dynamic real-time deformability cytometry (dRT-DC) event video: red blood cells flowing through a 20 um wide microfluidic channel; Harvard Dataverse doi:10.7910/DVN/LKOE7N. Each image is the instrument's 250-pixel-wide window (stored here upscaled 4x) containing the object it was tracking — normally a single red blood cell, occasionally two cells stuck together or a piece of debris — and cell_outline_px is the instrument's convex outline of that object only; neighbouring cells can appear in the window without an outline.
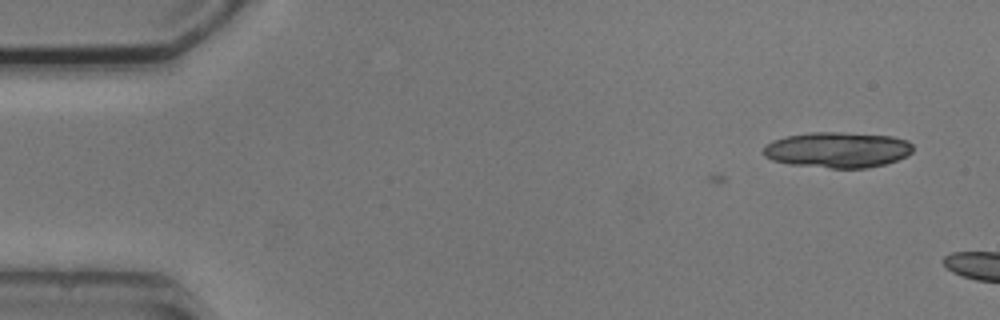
{"species": "common noctule bat (a hibernating species)", "species_latin": "Nyctalus noctula", "temperature_condition": "cold", "stored_images_in_passage": 3, "camera_frame_rate_fps": 3000, "um_per_image_px": 0.085, "animal": {"sex": "male", "body_mass_g": 20.5, "forearm_length_mm": 52.5}, "frame": {"image": 1, "passage_image": 3, "time_ms": 2.333, "image_size_px": [1000, 320], "cell_outline_px": [[912, 152], [908, 156], [884, 164], [868, 168], [832, 168], [788, 164], [772, 160], [764, 156], [764, 148], [772, 140], [788, 136], [812, 132], [844, 132], [892, 136], [908, 140], [912, 144]], "centroid_in_image_um": [71.22, 12.73], "position_along_channel_um": 13.8, "area_um2": 31.15}}